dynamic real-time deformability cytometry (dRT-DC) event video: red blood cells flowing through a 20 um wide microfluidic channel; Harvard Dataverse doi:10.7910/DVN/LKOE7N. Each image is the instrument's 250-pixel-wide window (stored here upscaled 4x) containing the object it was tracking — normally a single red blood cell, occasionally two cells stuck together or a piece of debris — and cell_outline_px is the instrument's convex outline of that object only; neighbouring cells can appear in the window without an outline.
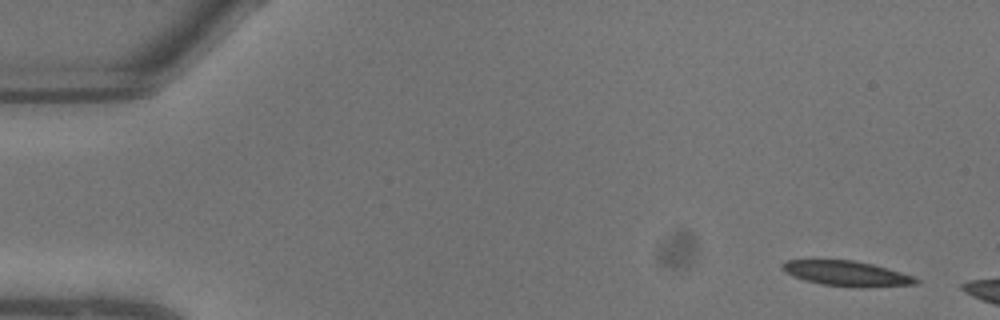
{"species": "common noctule bat (a hibernating species)", "species_latin": "Nyctalus noctula", "temperature_condition": "warm", "stored_images_in_passage": 9, "camera_frame_rate_fps": 3000, "um_per_image_px": 0.085, "animal": {"sex": "male", "body_mass_g": 13.3}, "frame": {"image": 1, "passage_image": 1, "time_ms": 0.0, "image_size_px": [1000, 320], "cell_outline_px": [[920, 280], [916, 284], [860, 288], [856, 288], [824, 284], [804, 280], [784, 272], [780, 268], [780, 264], [788, 260], [812, 256], [852, 260], [872, 264], [900, 272], [912, 276]], "centroid_in_image_um": [71.82, 23.19], "position_along_channel_um": 13.2, "area_um2": 20.4}}
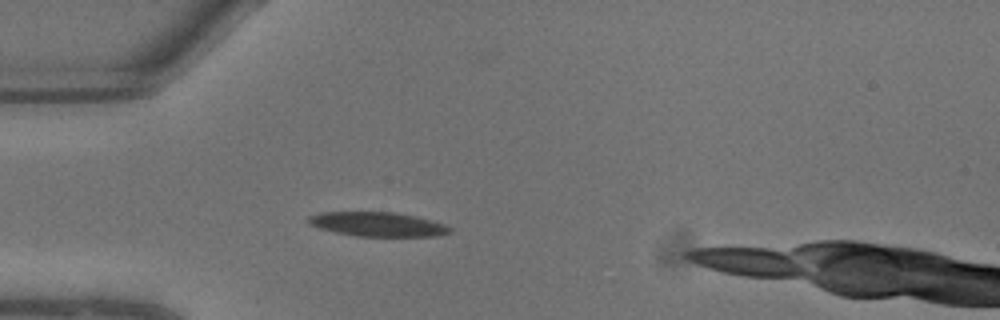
{"frame": {"image": 2, "passage_image": 6, "time_ms": 1.667, "image_size_px": [1000, 320], "cell_outline_px": [[452, 232], [436, 236], [356, 236], [336, 232], [320, 228], [308, 224], [308, 216], [320, 212], [396, 212], [416, 216], [432, 220], [444, 224], [452, 228]], "centroid_in_image_um": [32.11, 19.05], "position_along_channel_um": 52.9, "area_um2": 20.06}}
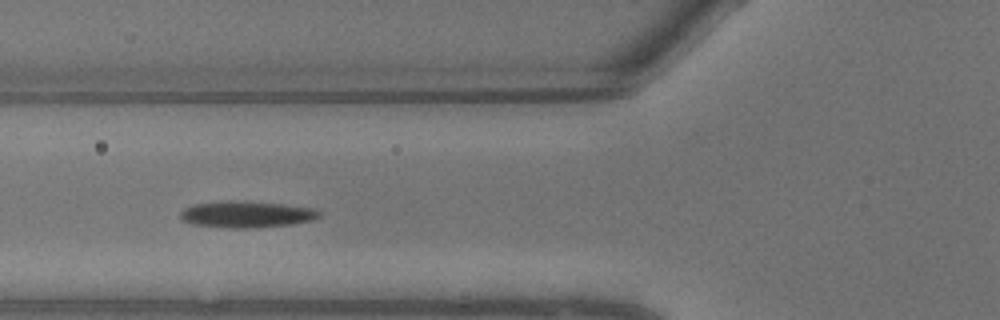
{"frame": {"image": 3, "passage_image": 8, "time_ms": 2.333, "image_size_px": [1000, 320], "cell_outline_px": [[320, 216], [312, 220], [292, 224], [252, 228], [232, 228], [192, 224], [184, 220], [180, 216], [180, 212], [184, 208], [192, 204], [228, 200], [244, 200], [284, 204], [316, 208], [320, 212]], "centroid_in_image_um": [20.97, 18.2], "position_along_channel_um": 104.8, "area_um2": 21.68}}